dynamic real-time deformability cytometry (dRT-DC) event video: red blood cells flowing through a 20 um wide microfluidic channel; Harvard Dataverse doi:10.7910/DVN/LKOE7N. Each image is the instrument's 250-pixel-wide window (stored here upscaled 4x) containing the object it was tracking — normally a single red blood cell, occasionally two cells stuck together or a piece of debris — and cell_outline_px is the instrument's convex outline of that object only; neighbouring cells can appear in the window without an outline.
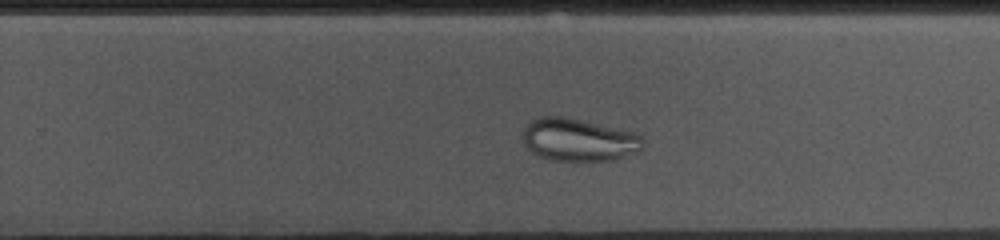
{"species": "common noctule bat (a hibernating species)", "species_latin": "Nyctalus noctula", "temperature_condition": "cold", "stored_images_in_passage": 40, "camera_frame_rate_fps": 3000, "um_per_image_px": 0.085, "animal": {"sex": "female", "body_mass_g": 10.0, "forearm_length_mm": 53.1}, "frame": {"image": 1, "passage_image": 29, "time_ms": 9.333, "image_size_px": [1000, 240], "cell_outline_px": [[644, 144], [636, 152], [612, 160], [548, 160], [532, 152], [524, 144], [524, 128], [532, 120], [540, 116], [564, 116], [632, 132], [640, 136], [644, 140]], "centroid_in_image_um": [49.16, 11.88], "position_along_channel_um": 280.6, "area_um2": 29.42}}